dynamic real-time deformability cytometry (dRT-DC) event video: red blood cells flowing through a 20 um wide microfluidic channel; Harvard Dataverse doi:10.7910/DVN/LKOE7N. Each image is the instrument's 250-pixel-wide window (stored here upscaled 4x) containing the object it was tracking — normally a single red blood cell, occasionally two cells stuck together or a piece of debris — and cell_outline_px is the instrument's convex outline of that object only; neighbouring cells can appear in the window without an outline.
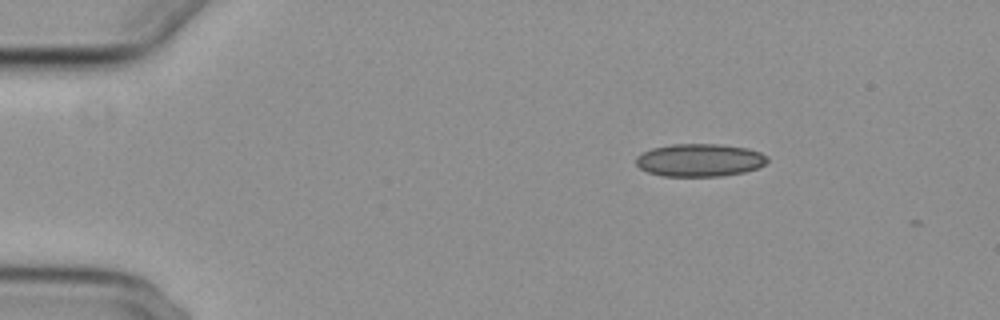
{"species": "common noctule bat (a hibernating species)", "species_latin": "Nyctalus noctula", "temperature_condition": "cold", "stored_images_in_passage": 2, "camera_frame_rate_fps": 3000, "um_per_image_px": 0.085, "animal": {"sex": "female", "body_mass_g": 29.2, "forearm_length_mm": 56.3}, "frame": {"image": 1, "passage_image": 1, "time_ms": 0.0, "image_size_px": [1000, 320], "cell_outline_px": [[768, 160], [764, 164], [756, 168], [744, 172], [720, 176], [660, 176], [648, 172], [640, 168], [636, 164], [636, 156], [640, 152], [652, 148], [672, 144], [720, 144], [748, 148], [760, 152], [768, 156]], "centroid_in_image_um": [59.44, 13.6], "position_along_channel_um": 25.6, "area_um2": 25.26}}